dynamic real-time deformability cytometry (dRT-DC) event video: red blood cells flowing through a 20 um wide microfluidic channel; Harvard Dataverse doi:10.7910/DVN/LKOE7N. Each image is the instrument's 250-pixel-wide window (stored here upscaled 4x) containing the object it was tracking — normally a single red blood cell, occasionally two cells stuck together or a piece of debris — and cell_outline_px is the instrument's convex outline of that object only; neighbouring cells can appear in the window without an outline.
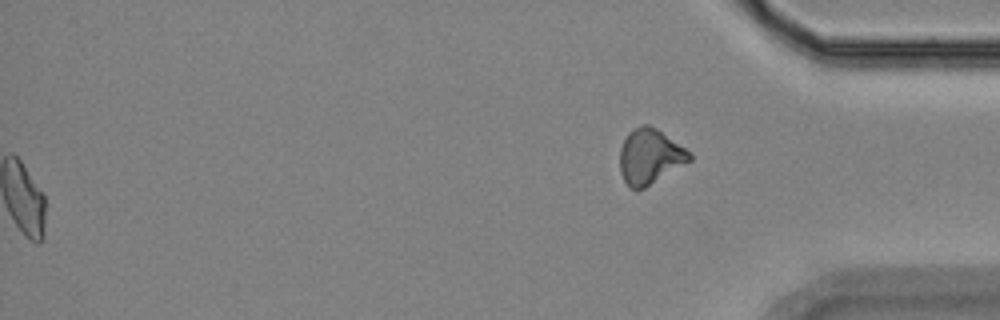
{"species": "Egyptian fruit bat (a non-hibernating species)", "species_latin": "Rousettus aegyptiacus", "temperature_condition": "room temperature", "stored_images_in_passage": 55, "segment_of_instrument_passage": [2, 2], "camera_frame_rate_fps": 3000, "um_per_image_px": 0.085, "animal": {"sex": "female"}, "frame": {"image": 1, "passage_image": 55, "time_ms": 18.0, "image_size_px": [1000, 320], "cell_outline_px": [[692, 160], [644, 188], [628, 188], [620, 172], [620, 148], [628, 132], [644, 124], [648, 124], [656, 128], [684, 148], [692, 156]], "centroid_in_image_um": [55.21, 13.31], "position_along_channel_um": 380.0, "area_um2": 22.02}}